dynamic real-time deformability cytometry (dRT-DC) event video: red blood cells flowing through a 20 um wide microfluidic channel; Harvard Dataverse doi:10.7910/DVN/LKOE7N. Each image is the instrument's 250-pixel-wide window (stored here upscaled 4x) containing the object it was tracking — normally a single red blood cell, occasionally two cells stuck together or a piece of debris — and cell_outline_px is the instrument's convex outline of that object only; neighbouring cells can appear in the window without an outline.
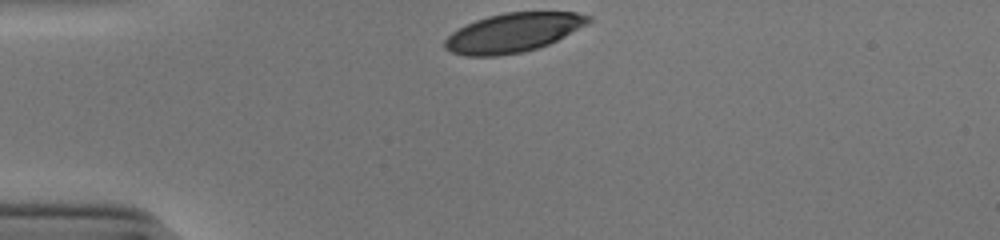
{"species": "human", "species_latin": "Homo sapiens", "temperature_condition": "cold", "stored_images_in_passage": 30, "camera_frame_rate_fps": 3000, "um_per_image_px": 0.085, "donor": {"sex": "male"}, "frame": {"image": 1, "passage_image": 1, "time_ms": 0.0, "image_size_px": [1000, 240], "cell_outline_px": [[592, 20], [588, 24], [548, 44], [524, 52], [496, 56], [464, 56], [452, 52], [444, 48], [444, 40], [452, 32], [476, 20], [488, 16], [504, 12], [576, 12], [592, 16]], "centroid_in_image_um": [43.62, 2.77], "position_along_channel_um": 41.4, "area_um2": 32.6}}
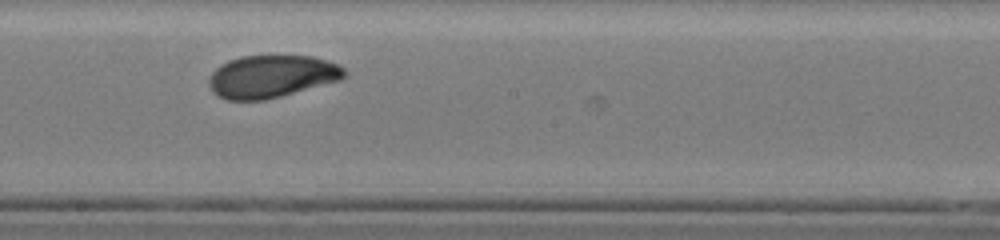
{"frame": {"image": 2, "passage_image": 18, "time_ms": 5.667, "image_size_px": [1000, 240], "cell_outline_px": [[348, 76], [340, 80], [280, 96], [264, 100], [228, 100], [212, 92], [208, 84], [208, 80], [212, 72], [220, 64], [228, 60], [240, 56], [312, 56], [328, 60], [344, 68], [348, 72]], "centroid_in_image_um": [23.08, 6.49], "position_along_channel_um": 225.1, "area_um2": 33.64}}
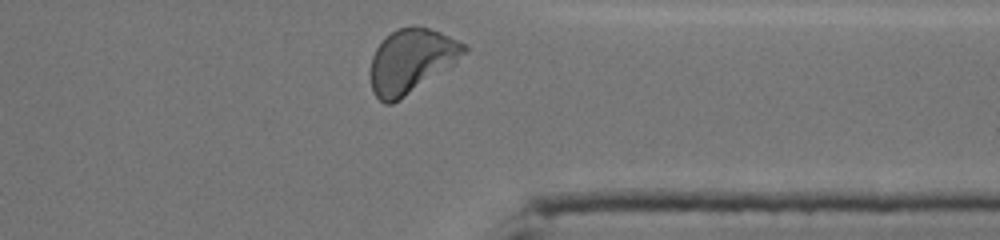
{"frame": {"image": 3, "passage_image": 30, "time_ms": 9.667, "image_size_px": [1000, 240], "cell_outline_px": [[468, 48], [456, 64], [392, 104], [384, 104], [372, 92], [372, 56], [376, 48], [396, 28], [412, 24], [428, 28], [440, 32], [468, 44]], "centroid_in_image_um": [35.01, 5.16], "position_along_channel_um": 376.4, "area_um2": 34.91}, "authors_computed_cell_mechanics": {"area_um2": 34.102, "velocity_mm_per_s": 3.8488, "shape_relaxation_time_tau1_ms": 2.9987, "shape_relaxation_time_tau2_ms": 1.6698, "deformation_change_tau1": 0.1387, "deformation_change_tau2": 0.0497}}